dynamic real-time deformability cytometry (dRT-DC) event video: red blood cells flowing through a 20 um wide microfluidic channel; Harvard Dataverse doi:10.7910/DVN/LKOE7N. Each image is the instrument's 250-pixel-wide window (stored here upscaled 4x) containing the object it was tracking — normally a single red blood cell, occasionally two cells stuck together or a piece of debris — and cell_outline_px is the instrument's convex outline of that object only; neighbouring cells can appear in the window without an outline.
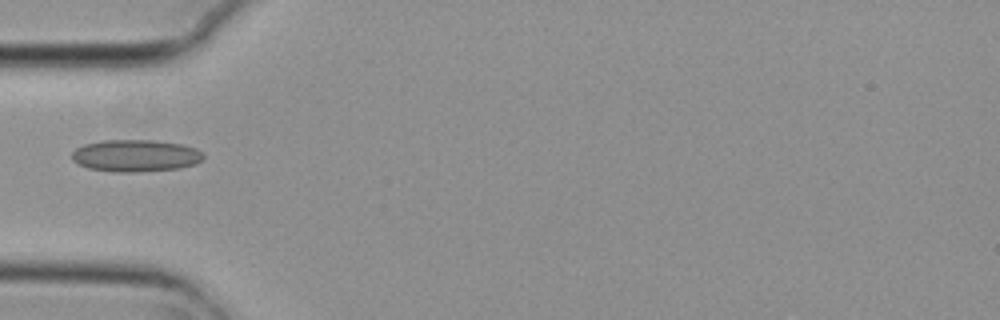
{"species": "common noctule bat (a hibernating species)", "species_latin": "Nyctalus noctula", "temperature_condition": "cold", "stored_images_in_passage": 2, "camera_frame_rate_fps": 3000, "um_per_image_px": 0.085, "animal": {"sex": "female", "body_mass_g": 29.2, "forearm_length_mm": 56.3}, "frame": {"image": 1, "passage_image": 1, "time_ms": 0.0, "image_size_px": [1000, 320], "cell_outline_px": [[204, 156], [196, 164], [180, 168], [136, 172], [116, 172], [88, 168], [72, 160], [72, 152], [76, 148], [84, 144], [104, 140], [156, 140], [184, 144], [196, 148], [204, 152]], "centroid_in_image_um": [11.56, 13.22], "position_along_channel_um": 73.4, "area_um2": 24.74}}
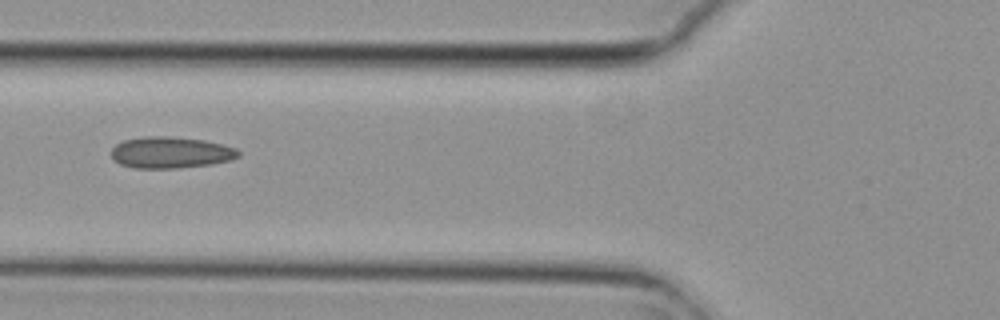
{"frame": {"image": 2, "passage_image": 2, "time_ms": 0.333, "image_size_px": [1000, 320], "cell_outline_px": [[240, 156], [232, 160], [212, 164], [180, 168], [136, 168], [120, 164], [112, 160], [112, 148], [116, 144], [124, 140], [148, 136], [168, 136], [204, 140], [224, 144], [236, 148], [240, 152]], "centroid_in_image_um": [14.54, 12.97], "position_along_channel_um": 111.3, "area_um2": 23.47}}